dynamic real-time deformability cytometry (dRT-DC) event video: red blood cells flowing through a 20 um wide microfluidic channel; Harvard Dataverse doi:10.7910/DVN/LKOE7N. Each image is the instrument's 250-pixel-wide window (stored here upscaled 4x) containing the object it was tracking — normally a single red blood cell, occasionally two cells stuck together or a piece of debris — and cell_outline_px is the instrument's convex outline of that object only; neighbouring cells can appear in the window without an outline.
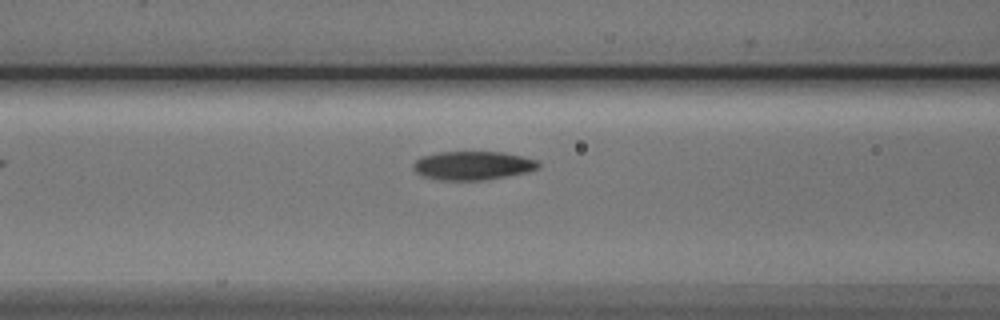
{"species": "Egyptian fruit bat (a non-hibernating species)", "species_latin": "Rousettus aegyptiacus", "temperature_condition": "cold", "stored_images_in_passage": 4, "camera_frame_rate_fps": 3000, "um_per_image_px": 0.085, "animal": {"sex": "male"}, "frame": {"image": 1, "passage_image": 3, "time_ms": 2.667, "image_size_px": [1000, 320], "cell_outline_px": [[540, 164], [536, 168], [528, 172], [484, 180], [436, 180], [420, 176], [412, 168], [412, 164], [420, 156], [436, 152], [504, 152], [536, 160]], "centroid_in_image_um": [40.1, 14.07], "position_along_channel_um": 126.5, "area_um2": 21.04}}